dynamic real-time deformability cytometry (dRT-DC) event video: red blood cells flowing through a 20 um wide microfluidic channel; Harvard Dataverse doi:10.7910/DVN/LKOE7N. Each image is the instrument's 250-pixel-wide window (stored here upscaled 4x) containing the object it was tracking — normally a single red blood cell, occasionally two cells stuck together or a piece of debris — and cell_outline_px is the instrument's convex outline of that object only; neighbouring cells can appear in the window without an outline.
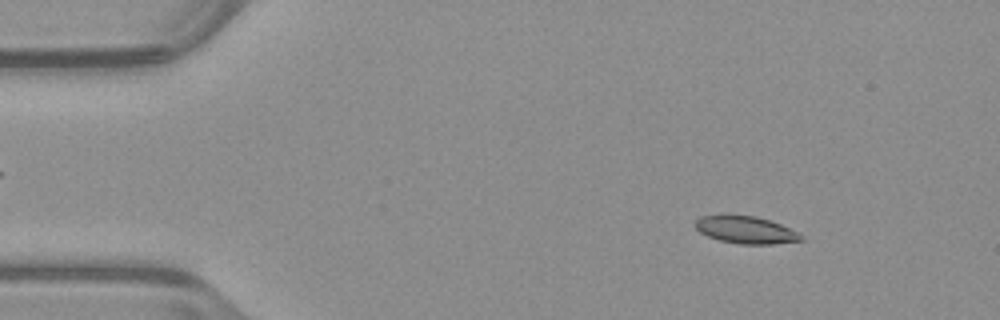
{"species": "common noctule bat (a hibernating species)", "species_latin": "Nyctalus noctula", "temperature_condition": "warm", "stored_images_in_passage": 51, "camera_frame_rate_fps": 3000, "um_per_image_px": 0.085, "animal": {"sex": "male", "body_mass_g": 23.1, "forearm_length_mm": 52.7}, "frame": {"image": 1, "passage_image": 6, "time_ms": 1.667, "image_size_px": [1000, 320], "cell_outline_px": [[804, 240], [772, 244], [740, 244], [720, 240], [708, 236], [700, 232], [692, 224], [700, 216], [724, 212], [756, 216], [780, 224], [804, 236]], "centroid_in_image_um": [63.31, 19.49], "position_along_channel_um": 21.7, "area_um2": 17.34}}
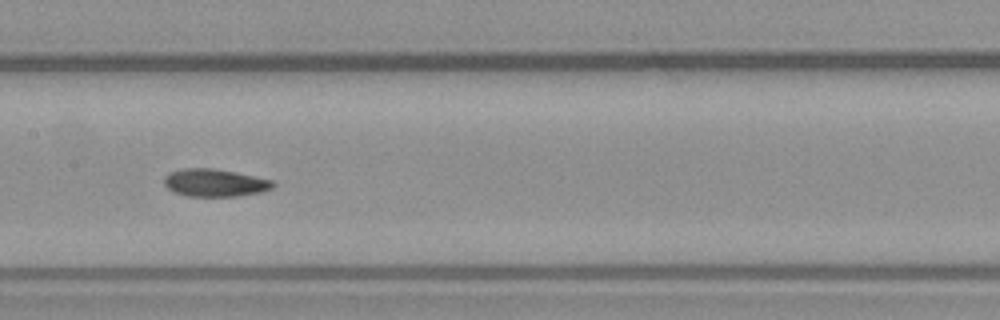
{"frame": {"image": 2, "passage_image": 25, "time_ms": 8.0, "image_size_px": [1000, 320], "cell_outline_px": [[276, 184], [272, 188], [260, 192], [240, 196], [188, 196], [176, 192], [168, 188], [164, 184], [164, 176], [168, 172], [184, 168], [212, 168], [236, 172], [272, 180]], "centroid_in_image_um": [18.26, 15.53], "position_along_channel_um": 189.1, "area_um2": 17.51}}
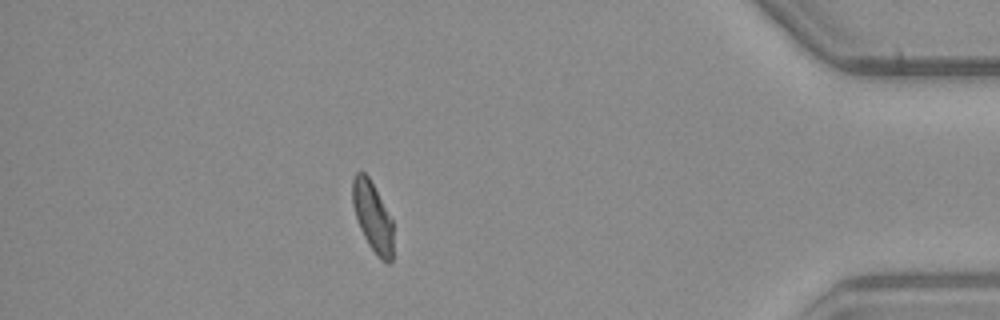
{"frame": {"image": 3, "passage_image": 45, "time_ms": 14.667, "image_size_px": [1000, 320], "cell_outline_px": [[392, 260], [388, 264], [380, 260], [376, 256], [368, 244], [360, 228], [352, 204], [352, 180], [356, 172], [364, 172], [368, 176], [392, 220]], "centroid_in_image_um": [31.66, 18.45], "position_along_channel_um": 403.5, "area_um2": 16.36}, "authors_computed_cell_mechanics": {"area_um2": 17.3978, "velocity_mm_per_s": 3.9591, "shape_relaxation_time_tau1_ms": 3.7733, "shape_relaxation_time_tau2_ms": 2.4759, "deformation_change_tau1": 0.1238, "deformation_change_tau2": 0.0758}}